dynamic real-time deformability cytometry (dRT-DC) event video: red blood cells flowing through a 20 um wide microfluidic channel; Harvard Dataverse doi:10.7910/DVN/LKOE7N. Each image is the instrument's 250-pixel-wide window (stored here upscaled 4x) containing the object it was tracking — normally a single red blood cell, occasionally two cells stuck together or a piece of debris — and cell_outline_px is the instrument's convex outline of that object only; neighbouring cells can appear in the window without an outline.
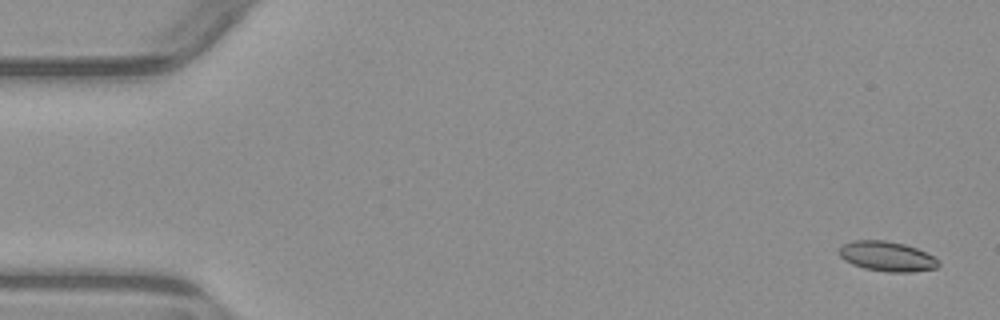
{"species": "common noctule bat (a hibernating species)", "species_latin": "Nyctalus noctula", "temperature_condition": "warm", "stored_images_in_passage": 5, "camera_frame_rate_fps": 3000, "um_per_image_px": 0.085, "animal": {"sex": "male", "body_mass_g": 23.1, "forearm_length_mm": 52.7}, "frame": {"image": 1, "passage_image": 1, "time_ms": 0.0, "image_size_px": [1000, 320], "cell_outline_px": [[940, 264], [936, 268], [912, 272], [888, 272], [864, 268], [852, 264], [844, 260], [840, 256], [840, 248], [844, 244], [852, 240], [884, 240], [904, 244], [916, 248], [936, 256], [940, 260]], "centroid_in_image_um": [75.44, 21.79], "position_along_channel_um": 9.6, "area_um2": 17.4}}
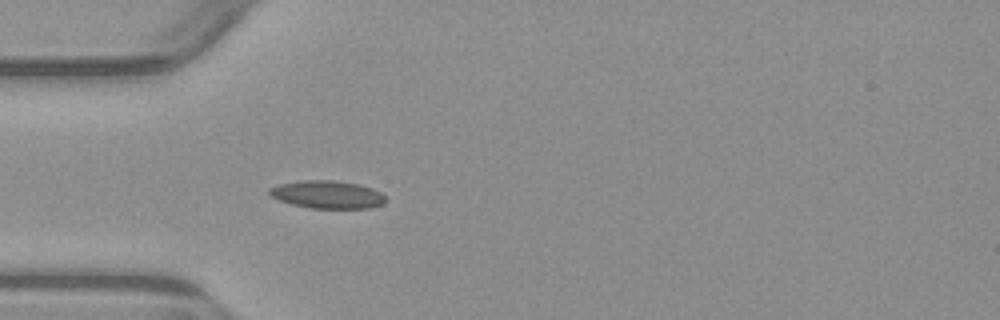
{"frame": {"image": 2, "passage_image": 5, "time_ms": 4.667, "image_size_px": [1000, 320], "cell_outline_px": [[388, 200], [384, 204], [368, 208], [312, 208], [292, 204], [280, 200], [272, 196], [268, 192], [268, 188], [280, 184], [304, 180], [336, 180], [360, 184], [372, 188], [380, 192]], "centroid_in_image_um": [27.86, 16.53], "position_along_channel_um": 57.1, "area_um2": 18.84}}